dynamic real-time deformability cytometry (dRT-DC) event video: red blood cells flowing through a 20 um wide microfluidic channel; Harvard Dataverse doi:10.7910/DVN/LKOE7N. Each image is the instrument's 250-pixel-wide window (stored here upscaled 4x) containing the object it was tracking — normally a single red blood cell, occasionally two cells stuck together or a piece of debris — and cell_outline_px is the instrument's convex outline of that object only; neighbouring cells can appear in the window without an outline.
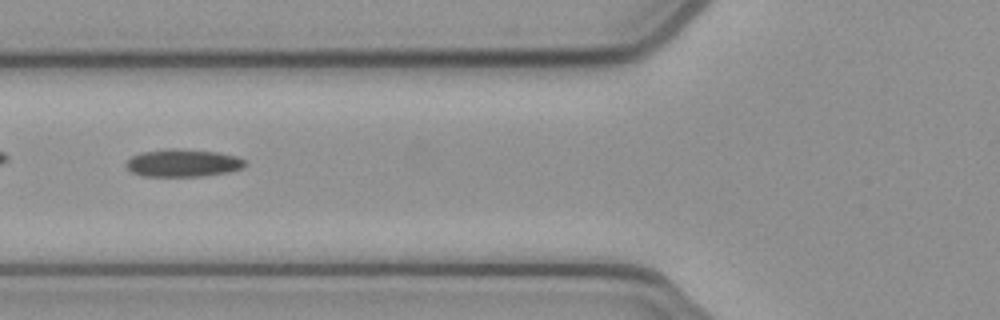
{"species": "common noctule bat (a hibernating species)", "species_latin": "Nyctalus noctula", "temperature_condition": "cold", "stored_images_in_passage": 37, "camera_frame_rate_fps": 3000, "um_per_image_px": 0.085, "animal": {"sex": "female", "body_mass_g": 21.9}, "frame": {"image": 1, "passage_image": 5, "time_ms": 1.333, "image_size_px": [1000, 320], "cell_outline_px": [[248, 164], [244, 168], [228, 172], [200, 176], [144, 176], [132, 172], [124, 164], [132, 156], [140, 152], [172, 148], [176, 148], [216, 152], [236, 156], [244, 160]], "centroid_in_image_um": [15.56, 13.85], "position_along_channel_um": 110.2, "area_um2": 19.13}}
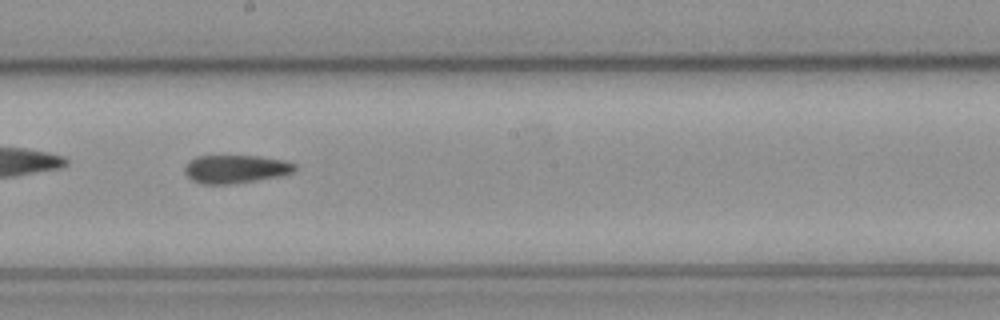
{"frame": {"image": 2, "passage_image": 14, "time_ms": 4.333, "image_size_px": [1000, 320], "cell_outline_px": [[296, 168], [292, 172], [280, 176], [232, 184], [204, 184], [192, 180], [184, 172], [184, 168], [188, 160], [196, 156], [260, 156], [284, 160], [296, 164]], "centroid_in_image_um": [20.01, 14.36], "position_along_channel_um": 228.2, "area_um2": 18.15}}
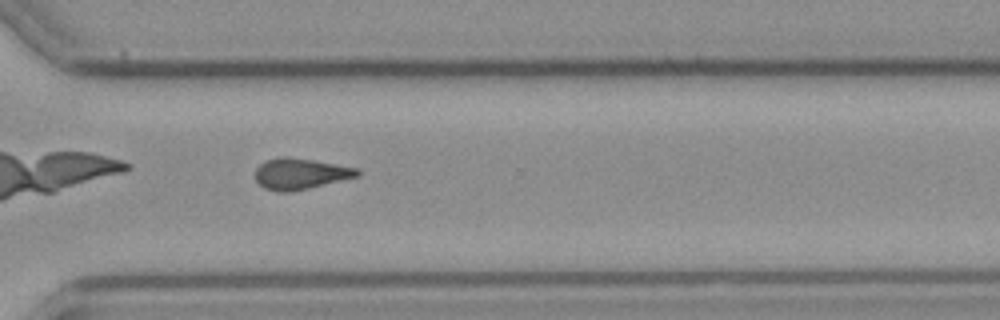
{"frame": {"image": 3, "passage_image": 23, "time_ms": 7.333, "image_size_px": [1000, 320], "cell_outline_px": [[360, 172], [356, 176], [292, 192], [280, 192], [264, 188], [256, 180], [256, 168], [260, 164], [268, 160], [280, 156], [288, 156], [312, 160], [356, 168]], "centroid_in_image_um": [25.47, 14.77], "position_along_channel_um": 345.1, "area_um2": 18.03}, "authors_computed_cell_mechanics": {"area_um2": 18.1492, "velocity_mm_per_s": 3.9147, "shape_relaxation_time_tau1_ms": null, "shape_relaxation_time_tau2_ms": 9.5291, "deformation_change_tau1": null, "deformation_change_tau2": 0.1973}}